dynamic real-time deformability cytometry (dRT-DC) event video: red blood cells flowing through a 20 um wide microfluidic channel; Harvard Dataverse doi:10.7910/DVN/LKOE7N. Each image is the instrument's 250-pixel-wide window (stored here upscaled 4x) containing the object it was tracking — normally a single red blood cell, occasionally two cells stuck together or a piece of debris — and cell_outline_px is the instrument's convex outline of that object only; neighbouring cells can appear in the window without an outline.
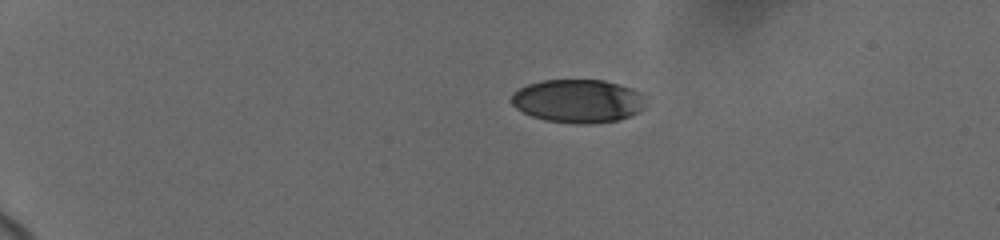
{"species": "human", "species_latin": "Homo sapiens", "temperature_condition": "cold", "stored_images_in_passage": 18, "camera_frame_rate_fps": 3000, "um_per_image_px": 0.085, "donor": {"sex": "female"}, "frame": {"image": 1, "passage_image": 4, "time_ms": 3.0, "image_size_px": [1000, 240], "cell_outline_px": [[644, 108], [640, 112], [620, 120], [588, 124], [580, 124], [544, 120], [532, 116], [516, 108], [512, 104], [512, 92], [528, 84], [540, 80], [604, 80], [632, 88], [640, 92]], "centroid_in_image_um": [49.12, 8.59], "position_along_channel_um": 35.9, "area_um2": 33.93}}
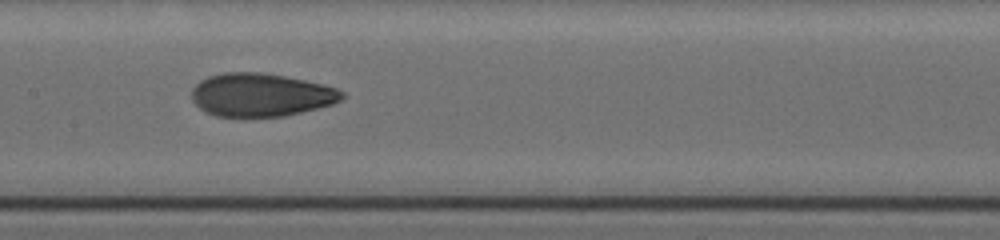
{"frame": {"image": 2, "passage_image": 10, "time_ms": 9.333, "image_size_px": [1000, 240], "cell_outline_px": [[348, 96], [332, 104], [284, 116], [216, 116], [200, 108], [192, 100], [192, 88], [200, 80], [208, 76], [224, 72], [260, 72], [284, 76], [324, 84], [336, 88], [344, 92]], "centroid_in_image_um": [22.18, 8.05], "position_along_channel_um": 185.2, "area_um2": 37.69}}
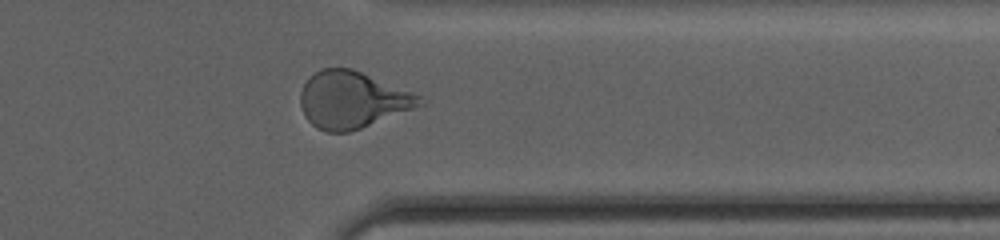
{"frame": {"image": 3, "passage_image": 15, "time_ms": 14.667, "image_size_px": [1000, 240], "cell_outline_px": [[428, 104], [360, 128], [348, 132], [328, 132], [316, 128], [304, 116], [300, 104], [300, 92], [308, 76], [320, 68], [352, 68], [412, 92], [420, 96]], "centroid_in_image_um": [29.94, 8.48], "position_along_channel_um": 381.5, "area_um2": 39.65}, "authors_computed_cell_mechanics": {"area_um2": 37.4544, "velocity_mm_per_s": 3.6907, "shape_relaxation_time_tau1_ms": 4.456, "shape_relaxation_time_tau2_ms": 1.3315, "deformation_change_tau1": 0.1499, "deformation_change_tau2": 0.0659}}